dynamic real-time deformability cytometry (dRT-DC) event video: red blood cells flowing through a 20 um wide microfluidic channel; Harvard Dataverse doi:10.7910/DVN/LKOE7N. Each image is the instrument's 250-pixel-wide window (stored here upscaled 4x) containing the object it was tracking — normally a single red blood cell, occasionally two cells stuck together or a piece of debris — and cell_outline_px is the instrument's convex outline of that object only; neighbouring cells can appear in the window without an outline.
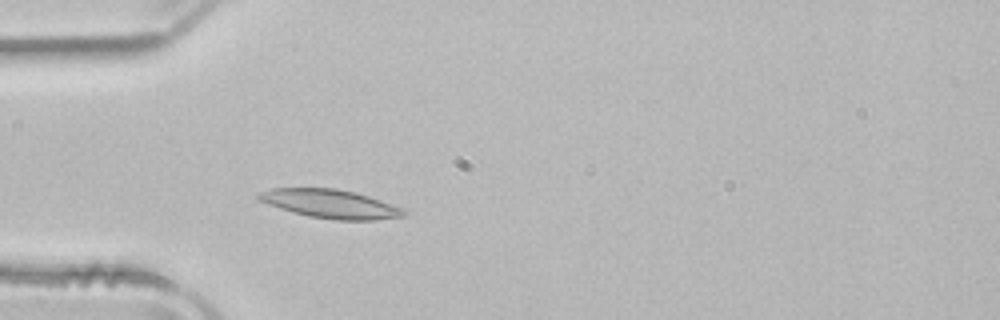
{"species": "common noctule bat (a hibernating species)", "species_latin": "Nyctalus noctula", "temperature_condition": "room temperature", "stored_images_in_passage": 31, "camera_frame_rate_fps": 3000, "um_per_image_px": 0.085, "animal": {"sex": "male", "body_mass_g": 21.5, "forearm_length_mm": 52.0}, "frame": {"image": 1, "passage_image": 1, "time_ms": 0.0, "image_size_px": [1000, 320], "cell_outline_px": [[408, 216], [376, 220], [336, 220], [308, 216], [292, 212], [268, 204], [260, 200], [256, 196], [256, 192], [272, 188], [336, 188], [356, 192], [404, 208], [408, 212]], "centroid_in_image_um": [28.12, 17.33], "position_along_channel_um": 56.9, "area_um2": 24.51}}
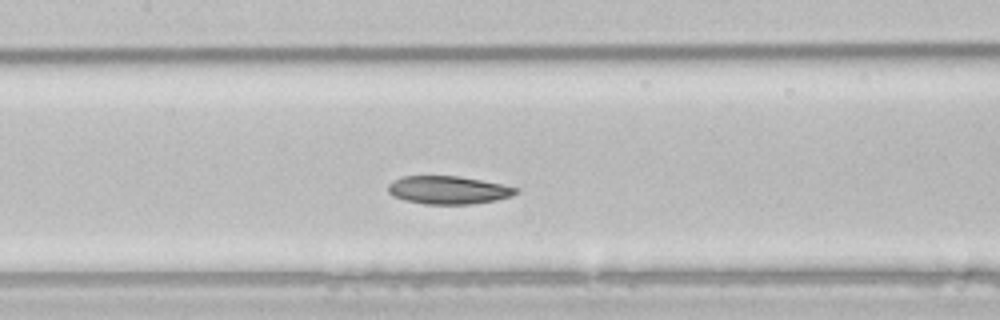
{"frame": {"image": 2, "passage_image": 10, "time_ms": 3.0, "image_size_px": [1000, 320], "cell_outline_px": [[516, 192], [512, 196], [496, 200], [468, 204], [424, 204], [404, 200], [392, 196], [388, 192], [388, 184], [392, 180], [400, 176], [456, 176], [480, 180], [500, 184], [516, 188]], "centroid_in_image_um": [38.01, 16.15], "position_along_channel_um": 169.4, "area_um2": 20.75}}
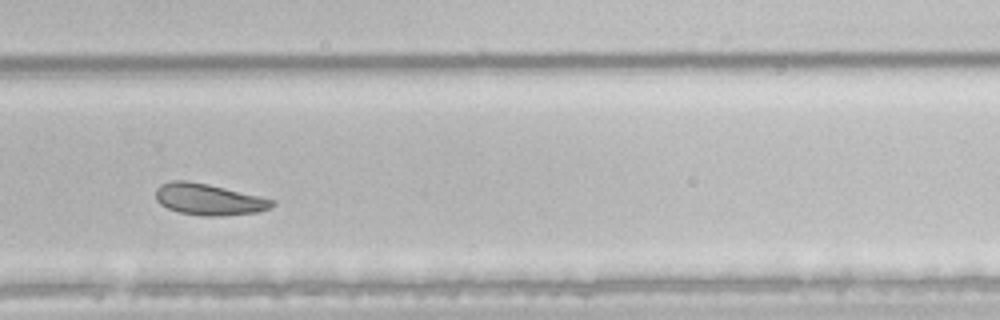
{"frame": {"image": 3, "passage_image": 21, "time_ms": 6.667, "image_size_px": [1000, 320], "cell_outline_px": [[276, 204], [268, 208], [256, 212], [220, 216], [200, 216], [180, 212], [168, 208], [160, 204], [156, 200], [156, 188], [160, 184], [172, 180], [184, 180], [208, 184], [260, 196], [276, 200]], "centroid_in_image_um": [17.73, 16.94], "position_along_channel_um": 312.1, "area_um2": 21.27}, "authors_computed_cell_mechanics": {"area_um2": 21.4438, "velocity_mm_per_s": 3.9056, "shape_relaxation_time_tau1_ms": 6.5698, "shape_relaxation_time_tau2_ms": 6.3879, "deformation_change_tau1": 0.1238, "deformation_change_tau2": 0.1133}}